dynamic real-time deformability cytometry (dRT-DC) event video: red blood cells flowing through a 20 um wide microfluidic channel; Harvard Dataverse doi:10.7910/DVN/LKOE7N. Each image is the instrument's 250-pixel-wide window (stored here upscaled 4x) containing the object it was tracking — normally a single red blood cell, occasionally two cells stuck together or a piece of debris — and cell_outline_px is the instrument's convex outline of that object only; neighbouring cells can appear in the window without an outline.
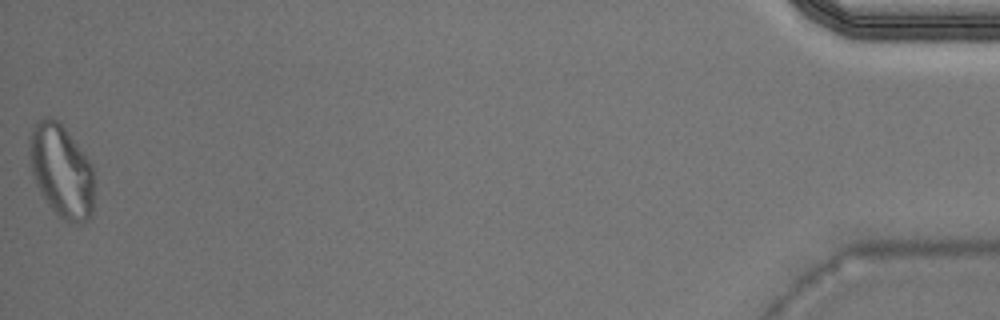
{"species": "Egyptian fruit bat (a non-hibernating species)", "species_latin": "Rousettus aegyptiacus", "temperature_condition": "warm", "stored_images_in_passage": 34, "segment_of_instrument_passage": [2, 2], "camera_frame_rate_fps": 3000, "um_per_image_px": 0.085, "animal": {"sex": "male"}, "frame": {"image": 1, "passage_image": 34, "time_ms": 11.0, "image_size_px": [1000, 320], "cell_outline_px": [[92, 216], [80, 224], [68, 224], [48, 204], [40, 192], [36, 184], [32, 172], [28, 144], [32, 128], [36, 120], [44, 116], [48, 116], [56, 120], [64, 128], [92, 164]], "centroid_in_image_um": [5.19, 14.53], "position_along_channel_um": 430.0, "area_um2": 34.8}}